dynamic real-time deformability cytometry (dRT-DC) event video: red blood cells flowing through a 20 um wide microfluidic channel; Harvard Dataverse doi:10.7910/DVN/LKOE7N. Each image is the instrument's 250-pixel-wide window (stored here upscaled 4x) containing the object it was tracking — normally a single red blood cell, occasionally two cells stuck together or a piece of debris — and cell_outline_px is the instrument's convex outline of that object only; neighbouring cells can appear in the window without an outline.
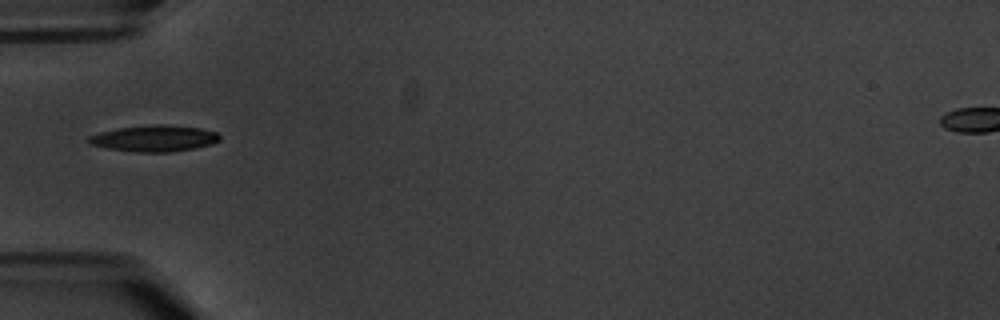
{"species": "common noctule bat (a hibernating species)", "species_latin": "Nyctalus noctula", "temperature_condition": "warm", "stored_images_in_passage": 11, "camera_frame_rate_fps": 3000, "um_per_image_px": 0.085, "animal": {"sex": "male", "body_mass_g": 20.1, "forearm_length_mm": 53.5}, "frame": {"image": 1, "passage_image": 1, "time_ms": 0.0, "image_size_px": [1000, 320], "cell_outline_px": [[220, 140], [212, 144], [196, 148], [168, 152], [136, 152], [108, 148], [88, 144], [84, 140], [88, 136], [100, 132], [120, 128], [156, 124], [164, 124], [200, 128], [216, 132], [220, 136]], "centroid_in_image_um": [13.09, 11.77], "position_along_channel_um": 71.9, "area_um2": 20.11}}
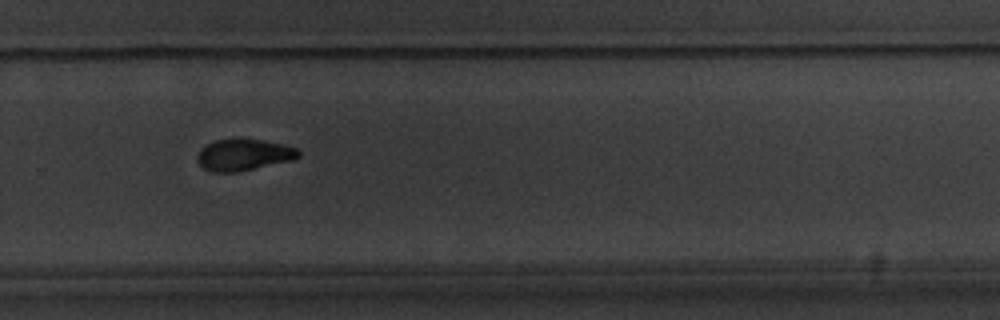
{"frame": {"image": 2, "passage_image": 7, "time_ms": 7.0, "image_size_px": [1000, 320], "cell_outline_px": [[300, 156], [292, 160], [240, 172], [212, 172], [204, 168], [196, 160], [196, 156], [200, 148], [216, 140], [264, 140], [296, 148], [300, 152]], "centroid_in_image_um": [20.69, 13.18], "position_along_channel_um": 309.1, "area_um2": 18.38}}
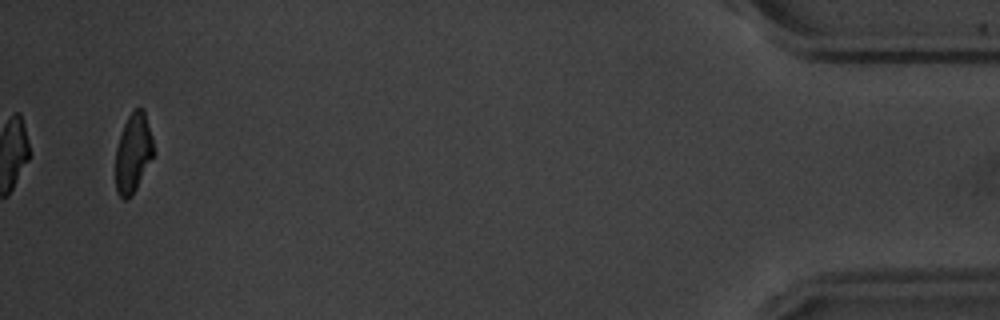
{"frame": {"image": 3, "passage_image": 11, "time_ms": 12.667, "image_size_px": [1000, 320], "cell_outline_px": [[156, 152], [132, 196], [124, 200], [116, 192], [116, 148], [124, 124], [128, 116], [136, 108], [144, 108], [152, 136]], "centroid_in_image_um": [11.35, 13.01], "position_along_channel_um": 423.9, "area_um2": 17.69}, "authors_computed_cell_mechanics": {"area_um2": 18.9006, "velocity_mm_per_s": 3.3806, "shape_relaxation_time_tau1_ms": 2.5649, "shape_relaxation_time_tau2_ms": null, "deformation_change_tau1": 0.102, "deformation_change_tau2": null}}